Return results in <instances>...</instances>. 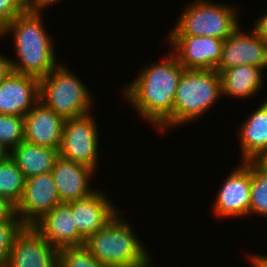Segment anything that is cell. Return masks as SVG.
Segmentation results:
<instances>
[{
  "instance_id": "cell-1",
  "label": "cell",
  "mask_w": 267,
  "mask_h": 267,
  "mask_svg": "<svg viewBox=\"0 0 267 267\" xmlns=\"http://www.w3.org/2000/svg\"><path fill=\"white\" fill-rule=\"evenodd\" d=\"M183 65L172 53L159 63L141 69L136 78L123 89L126 101L138 115L160 132L173 126V104Z\"/></svg>"
},
{
  "instance_id": "cell-2",
  "label": "cell",
  "mask_w": 267,
  "mask_h": 267,
  "mask_svg": "<svg viewBox=\"0 0 267 267\" xmlns=\"http://www.w3.org/2000/svg\"><path fill=\"white\" fill-rule=\"evenodd\" d=\"M42 19L41 12L26 11L16 16L0 32L1 36L10 32L14 37L15 52L19 59H10L11 71L39 80L58 65L52 39L46 33Z\"/></svg>"
},
{
  "instance_id": "cell-3",
  "label": "cell",
  "mask_w": 267,
  "mask_h": 267,
  "mask_svg": "<svg viewBox=\"0 0 267 267\" xmlns=\"http://www.w3.org/2000/svg\"><path fill=\"white\" fill-rule=\"evenodd\" d=\"M118 212L101 230L85 240L84 246L109 267H150V254Z\"/></svg>"
},
{
  "instance_id": "cell-4",
  "label": "cell",
  "mask_w": 267,
  "mask_h": 267,
  "mask_svg": "<svg viewBox=\"0 0 267 267\" xmlns=\"http://www.w3.org/2000/svg\"><path fill=\"white\" fill-rule=\"evenodd\" d=\"M222 96L221 77L213 69L185 70L176 89L173 127L198 119Z\"/></svg>"
},
{
  "instance_id": "cell-5",
  "label": "cell",
  "mask_w": 267,
  "mask_h": 267,
  "mask_svg": "<svg viewBox=\"0 0 267 267\" xmlns=\"http://www.w3.org/2000/svg\"><path fill=\"white\" fill-rule=\"evenodd\" d=\"M91 96L84 82L60 63L39 80V100L64 119L91 113Z\"/></svg>"
},
{
  "instance_id": "cell-6",
  "label": "cell",
  "mask_w": 267,
  "mask_h": 267,
  "mask_svg": "<svg viewBox=\"0 0 267 267\" xmlns=\"http://www.w3.org/2000/svg\"><path fill=\"white\" fill-rule=\"evenodd\" d=\"M236 9L206 0L190 3L168 35L211 36L225 40L238 27Z\"/></svg>"
},
{
  "instance_id": "cell-7",
  "label": "cell",
  "mask_w": 267,
  "mask_h": 267,
  "mask_svg": "<svg viewBox=\"0 0 267 267\" xmlns=\"http://www.w3.org/2000/svg\"><path fill=\"white\" fill-rule=\"evenodd\" d=\"M91 113L65 119L63 135L58 150L63 159L74 161L96 172L98 163V130Z\"/></svg>"
},
{
  "instance_id": "cell-8",
  "label": "cell",
  "mask_w": 267,
  "mask_h": 267,
  "mask_svg": "<svg viewBox=\"0 0 267 267\" xmlns=\"http://www.w3.org/2000/svg\"><path fill=\"white\" fill-rule=\"evenodd\" d=\"M59 204L61 201L52 173L48 172L26 179L16 211L24 226H34Z\"/></svg>"
},
{
  "instance_id": "cell-9",
  "label": "cell",
  "mask_w": 267,
  "mask_h": 267,
  "mask_svg": "<svg viewBox=\"0 0 267 267\" xmlns=\"http://www.w3.org/2000/svg\"><path fill=\"white\" fill-rule=\"evenodd\" d=\"M173 54L185 70H216L222 56L224 40L211 36L169 35Z\"/></svg>"
},
{
  "instance_id": "cell-10",
  "label": "cell",
  "mask_w": 267,
  "mask_h": 267,
  "mask_svg": "<svg viewBox=\"0 0 267 267\" xmlns=\"http://www.w3.org/2000/svg\"><path fill=\"white\" fill-rule=\"evenodd\" d=\"M58 252L33 226H24L2 267H58Z\"/></svg>"
},
{
  "instance_id": "cell-11",
  "label": "cell",
  "mask_w": 267,
  "mask_h": 267,
  "mask_svg": "<svg viewBox=\"0 0 267 267\" xmlns=\"http://www.w3.org/2000/svg\"><path fill=\"white\" fill-rule=\"evenodd\" d=\"M236 168V169H235ZM225 178L216 197L213 211L216 216L244 217L249 215L251 201V161L242 162Z\"/></svg>"
},
{
  "instance_id": "cell-12",
  "label": "cell",
  "mask_w": 267,
  "mask_h": 267,
  "mask_svg": "<svg viewBox=\"0 0 267 267\" xmlns=\"http://www.w3.org/2000/svg\"><path fill=\"white\" fill-rule=\"evenodd\" d=\"M239 26L224 40L222 56L216 71L219 73L239 65L267 68V43L253 29L252 33L243 32Z\"/></svg>"
},
{
  "instance_id": "cell-13",
  "label": "cell",
  "mask_w": 267,
  "mask_h": 267,
  "mask_svg": "<svg viewBox=\"0 0 267 267\" xmlns=\"http://www.w3.org/2000/svg\"><path fill=\"white\" fill-rule=\"evenodd\" d=\"M38 102V78L10 71L0 82V114L24 117Z\"/></svg>"
},
{
  "instance_id": "cell-14",
  "label": "cell",
  "mask_w": 267,
  "mask_h": 267,
  "mask_svg": "<svg viewBox=\"0 0 267 267\" xmlns=\"http://www.w3.org/2000/svg\"><path fill=\"white\" fill-rule=\"evenodd\" d=\"M53 247L82 246L85 239L78 231L71 207L61 203L33 226Z\"/></svg>"
},
{
  "instance_id": "cell-15",
  "label": "cell",
  "mask_w": 267,
  "mask_h": 267,
  "mask_svg": "<svg viewBox=\"0 0 267 267\" xmlns=\"http://www.w3.org/2000/svg\"><path fill=\"white\" fill-rule=\"evenodd\" d=\"M65 119L40 100L24 116V140L59 150Z\"/></svg>"
},
{
  "instance_id": "cell-16",
  "label": "cell",
  "mask_w": 267,
  "mask_h": 267,
  "mask_svg": "<svg viewBox=\"0 0 267 267\" xmlns=\"http://www.w3.org/2000/svg\"><path fill=\"white\" fill-rule=\"evenodd\" d=\"M61 203H70L95 192L89 186L95 171L87 166L66 160L60 156L51 171Z\"/></svg>"
},
{
  "instance_id": "cell-17",
  "label": "cell",
  "mask_w": 267,
  "mask_h": 267,
  "mask_svg": "<svg viewBox=\"0 0 267 267\" xmlns=\"http://www.w3.org/2000/svg\"><path fill=\"white\" fill-rule=\"evenodd\" d=\"M67 204L71 207L77 229L85 240L101 230L118 213L110 199L98 190L86 198Z\"/></svg>"
},
{
  "instance_id": "cell-18",
  "label": "cell",
  "mask_w": 267,
  "mask_h": 267,
  "mask_svg": "<svg viewBox=\"0 0 267 267\" xmlns=\"http://www.w3.org/2000/svg\"><path fill=\"white\" fill-rule=\"evenodd\" d=\"M9 156L23 172L25 179L51 172L56 159L57 149L44 147L23 140L14 147Z\"/></svg>"
},
{
  "instance_id": "cell-19",
  "label": "cell",
  "mask_w": 267,
  "mask_h": 267,
  "mask_svg": "<svg viewBox=\"0 0 267 267\" xmlns=\"http://www.w3.org/2000/svg\"><path fill=\"white\" fill-rule=\"evenodd\" d=\"M262 71L264 70L260 67L245 64L222 70L219 73L222 95L239 99L251 98L264 85Z\"/></svg>"
},
{
  "instance_id": "cell-20",
  "label": "cell",
  "mask_w": 267,
  "mask_h": 267,
  "mask_svg": "<svg viewBox=\"0 0 267 267\" xmlns=\"http://www.w3.org/2000/svg\"><path fill=\"white\" fill-rule=\"evenodd\" d=\"M241 124L239 146L242 161H252L267 145V100Z\"/></svg>"
},
{
  "instance_id": "cell-21",
  "label": "cell",
  "mask_w": 267,
  "mask_h": 267,
  "mask_svg": "<svg viewBox=\"0 0 267 267\" xmlns=\"http://www.w3.org/2000/svg\"><path fill=\"white\" fill-rule=\"evenodd\" d=\"M25 181L23 172L10 156L0 162V196L17 206L24 192Z\"/></svg>"
},
{
  "instance_id": "cell-22",
  "label": "cell",
  "mask_w": 267,
  "mask_h": 267,
  "mask_svg": "<svg viewBox=\"0 0 267 267\" xmlns=\"http://www.w3.org/2000/svg\"><path fill=\"white\" fill-rule=\"evenodd\" d=\"M258 214L267 218V169L251 161V201L249 214Z\"/></svg>"
},
{
  "instance_id": "cell-23",
  "label": "cell",
  "mask_w": 267,
  "mask_h": 267,
  "mask_svg": "<svg viewBox=\"0 0 267 267\" xmlns=\"http://www.w3.org/2000/svg\"><path fill=\"white\" fill-rule=\"evenodd\" d=\"M58 267H109L82 246L64 247L58 252Z\"/></svg>"
},
{
  "instance_id": "cell-24",
  "label": "cell",
  "mask_w": 267,
  "mask_h": 267,
  "mask_svg": "<svg viewBox=\"0 0 267 267\" xmlns=\"http://www.w3.org/2000/svg\"><path fill=\"white\" fill-rule=\"evenodd\" d=\"M24 140V117L0 114V143L11 151Z\"/></svg>"
},
{
  "instance_id": "cell-25",
  "label": "cell",
  "mask_w": 267,
  "mask_h": 267,
  "mask_svg": "<svg viewBox=\"0 0 267 267\" xmlns=\"http://www.w3.org/2000/svg\"><path fill=\"white\" fill-rule=\"evenodd\" d=\"M23 227L18 215L12 220L0 221V267L6 263L13 241Z\"/></svg>"
},
{
  "instance_id": "cell-26",
  "label": "cell",
  "mask_w": 267,
  "mask_h": 267,
  "mask_svg": "<svg viewBox=\"0 0 267 267\" xmlns=\"http://www.w3.org/2000/svg\"><path fill=\"white\" fill-rule=\"evenodd\" d=\"M27 11L25 0H0V32L18 15Z\"/></svg>"
},
{
  "instance_id": "cell-27",
  "label": "cell",
  "mask_w": 267,
  "mask_h": 267,
  "mask_svg": "<svg viewBox=\"0 0 267 267\" xmlns=\"http://www.w3.org/2000/svg\"><path fill=\"white\" fill-rule=\"evenodd\" d=\"M16 215V205L9 199L0 196V221L12 220Z\"/></svg>"
},
{
  "instance_id": "cell-28",
  "label": "cell",
  "mask_w": 267,
  "mask_h": 267,
  "mask_svg": "<svg viewBox=\"0 0 267 267\" xmlns=\"http://www.w3.org/2000/svg\"><path fill=\"white\" fill-rule=\"evenodd\" d=\"M60 0H25L27 11L31 12H43L45 7L53 5Z\"/></svg>"
},
{
  "instance_id": "cell-29",
  "label": "cell",
  "mask_w": 267,
  "mask_h": 267,
  "mask_svg": "<svg viewBox=\"0 0 267 267\" xmlns=\"http://www.w3.org/2000/svg\"><path fill=\"white\" fill-rule=\"evenodd\" d=\"M253 29L267 43V12L257 19Z\"/></svg>"
},
{
  "instance_id": "cell-30",
  "label": "cell",
  "mask_w": 267,
  "mask_h": 267,
  "mask_svg": "<svg viewBox=\"0 0 267 267\" xmlns=\"http://www.w3.org/2000/svg\"><path fill=\"white\" fill-rule=\"evenodd\" d=\"M10 58L0 54V82L8 75L11 71Z\"/></svg>"
},
{
  "instance_id": "cell-31",
  "label": "cell",
  "mask_w": 267,
  "mask_h": 267,
  "mask_svg": "<svg viewBox=\"0 0 267 267\" xmlns=\"http://www.w3.org/2000/svg\"><path fill=\"white\" fill-rule=\"evenodd\" d=\"M252 162L263 169H267V145L252 160Z\"/></svg>"
},
{
  "instance_id": "cell-32",
  "label": "cell",
  "mask_w": 267,
  "mask_h": 267,
  "mask_svg": "<svg viewBox=\"0 0 267 267\" xmlns=\"http://www.w3.org/2000/svg\"><path fill=\"white\" fill-rule=\"evenodd\" d=\"M250 261L253 264L254 267H267V255H257L253 256L250 255Z\"/></svg>"
},
{
  "instance_id": "cell-33",
  "label": "cell",
  "mask_w": 267,
  "mask_h": 267,
  "mask_svg": "<svg viewBox=\"0 0 267 267\" xmlns=\"http://www.w3.org/2000/svg\"><path fill=\"white\" fill-rule=\"evenodd\" d=\"M10 154V151L0 143V162L5 160Z\"/></svg>"
}]
</instances>
